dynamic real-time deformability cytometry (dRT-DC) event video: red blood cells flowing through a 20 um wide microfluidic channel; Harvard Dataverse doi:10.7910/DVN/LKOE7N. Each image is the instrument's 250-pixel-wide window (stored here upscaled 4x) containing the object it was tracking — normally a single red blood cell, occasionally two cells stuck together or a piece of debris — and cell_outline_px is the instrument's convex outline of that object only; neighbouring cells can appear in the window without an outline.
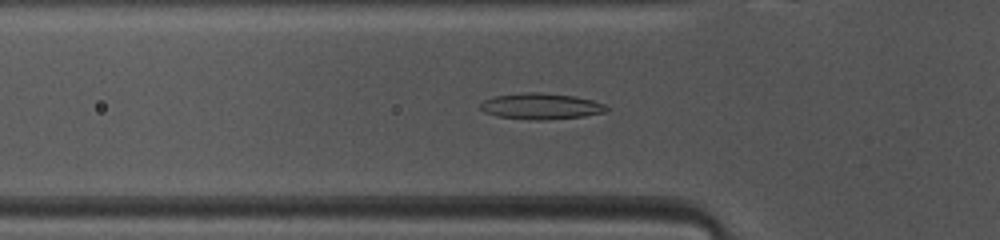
{"species": "common noctule bat (a hibernating species)", "species_latin": "Nyctalus noctula", "temperature_condition": "warm", "stored_images_in_passage": 46, "camera_frame_rate_fps": 3000, "um_per_image_px": 0.085, "animal": {"sex": "female", "body_mass_g": 10.0, "forearm_length_mm": 53.1}, "frame": {"image": 1, "passage_image": 13, "time_ms": 4.0, "image_size_px": [1000, 240], "cell_outline_px": [[608, 108], [604, 112], [584, 116], [544, 120], [532, 120], [496, 116], [484, 112], [480, 108], [480, 104], [484, 100], [496, 96], [524, 92], [544, 92], [576, 96], [592, 100], [604, 104]], "centroid_in_image_um": [45.97, 9.02], "position_along_channel_um": 79.8, "area_um2": 19.19}}
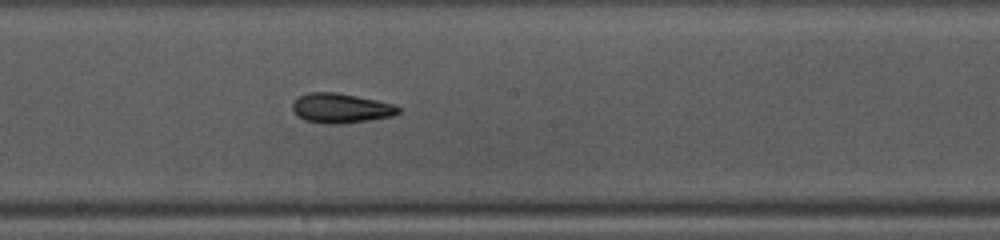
{"frame": {"image": 2, "passage_image": 23, "time_ms": 7.333, "image_size_px": [1000, 240], "cell_outline_px": [[400, 112], [392, 116], [368, 120], [340, 124], [324, 124], [304, 120], [296, 116], [292, 112], [292, 104], [300, 96], [308, 92], [336, 92], [376, 100], [392, 104], [400, 108]], "centroid_in_image_um": [28.92, 9.2], "position_along_channel_um": 219.3, "area_um2": 18.32}}
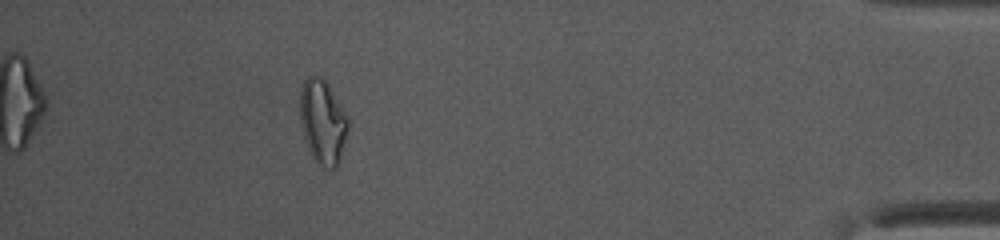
{"frame": {"image": 3, "passage_image": 41, "time_ms": 13.333, "image_size_px": [1000, 240], "cell_outline_px": [[348, 128], [340, 160], [336, 168], [324, 168], [316, 164], [308, 148], [304, 136], [300, 120], [300, 88], [304, 80], [308, 76], [320, 76], [328, 84], [344, 112], [348, 120]], "centroid_in_image_um": [27.41, 10.37], "position_along_channel_um": 407.8, "area_um2": 23.47}, "authors_computed_cell_mechanics": {"area_um2": 18.8717, "velocity_mm_per_s": 4.142, "shape_relaxation_time_tau1_ms": 10.8163, "shape_relaxation_time_tau2_ms": 2.0005, "deformation_change_tau1": 0.2243, "deformation_change_tau2": 0.1018}}